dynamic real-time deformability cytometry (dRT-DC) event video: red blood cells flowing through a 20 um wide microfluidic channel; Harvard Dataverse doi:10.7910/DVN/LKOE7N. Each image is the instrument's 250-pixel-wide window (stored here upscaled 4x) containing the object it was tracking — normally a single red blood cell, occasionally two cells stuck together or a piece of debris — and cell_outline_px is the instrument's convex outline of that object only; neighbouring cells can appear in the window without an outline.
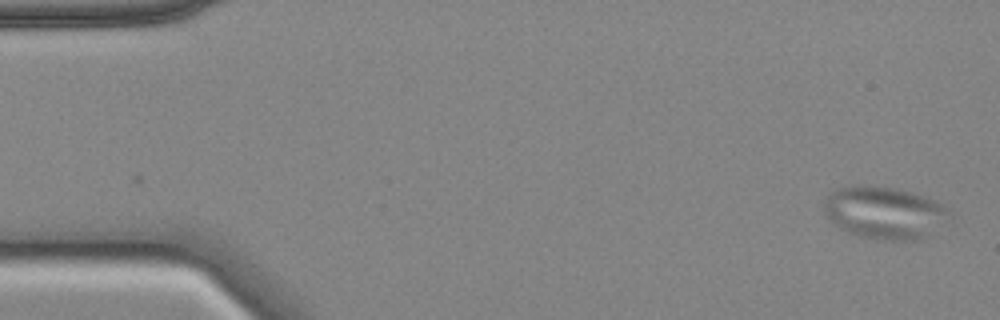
{"species": "common noctule bat (a hibernating species)", "species_latin": "Nyctalus noctula", "temperature_condition": "cold", "stored_images_in_passage": 35, "camera_frame_rate_fps": 3000, "um_per_image_px": 0.085, "animal": {"sex": "female", "body_mass_g": 18.4}, "frame": {"image": 1, "passage_image": 1, "time_ms": 0.0, "image_size_px": [1000, 320], "cell_outline_px": [[952, 216], [928, 236], [912, 240], [884, 240], [856, 236], [840, 228], [828, 220], [824, 212], [824, 200], [836, 188], [856, 184], [864, 184], [892, 188], [924, 196], [936, 200], [948, 208], [952, 212]], "centroid_in_image_um": [75.17, 18.07], "position_along_channel_um": 9.8, "area_um2": 38.61}}
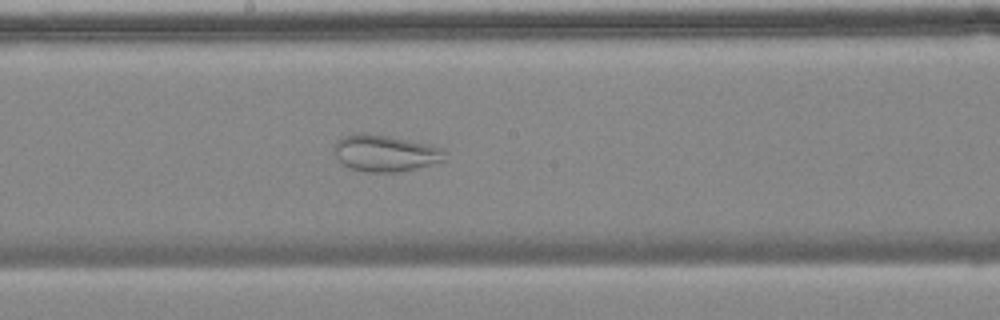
{"frame": {"image": 2, "passage_image": 29, "time_ms": 9.333, "image_size_px": [1000, 320], "cell_outline_px": [[444, 160], [416, 168], [396, 172], [364, 172], [352, 168], [344, 164], [336, 156], [332, 148], [336, 140], [344, 136], [360, 132], [364, 132], [388, 136], [428, 144], [444, 148]], "centroid_in_image_um": [32.7, 13.01], "position_along_channel_um": 215.5, "area_um2": 23.47}}
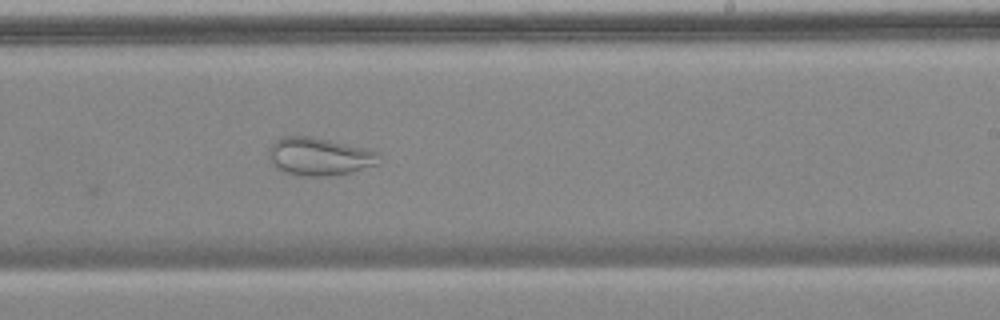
{"frame": {"image": 3, "passage_image": 33, "time_ms": 10.667, "image_size_px": [1000, 320], "cell_outline_px": [[380, 164], [352, 172], [328, 176], [300, 176], [280, 172], [272, 164], [268, 156], [268, 148], [276, 140], [284, 136], [308, 136], [372, 148], [380, 152]], "centroid_in_image_um": [27.18, 13.31], "position_along_channel_um": 261.8, "area_um2": 25.03}}